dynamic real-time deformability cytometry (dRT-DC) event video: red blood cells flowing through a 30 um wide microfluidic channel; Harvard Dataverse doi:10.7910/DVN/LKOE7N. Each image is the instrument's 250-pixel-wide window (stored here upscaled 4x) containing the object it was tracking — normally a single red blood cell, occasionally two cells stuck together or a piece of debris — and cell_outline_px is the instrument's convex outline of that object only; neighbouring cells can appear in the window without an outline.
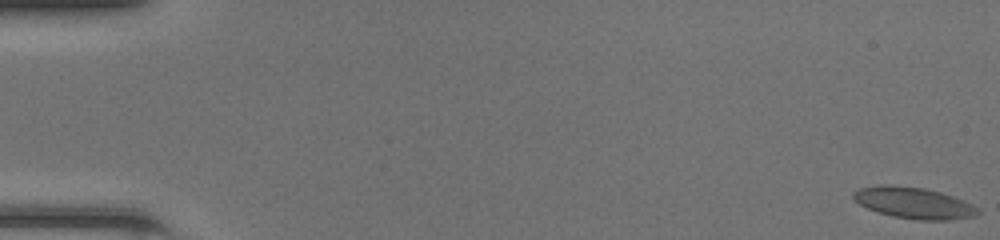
{"species": "common noctule bat (a hibernating species)", "species_latin": "Nyctalus noctula", "temperature_condition": "room temperature", "stored_images_in_passage": 49, "camera_frame_rate_fps": 3000, "um_per_image_px": 0.085, "animal": {"sex": "female", "body_mass_g": 20.0, "forearm_length_mm": 54.0}, "frame": {"image": 1, "passage_image": 1, "time_ms": 0.0, "image_size_px": [1000, 240], "cell_outline_px": [[980, 212], [976, 216], [948, 220], [916, 220], [892, 216], [868, 208], [860, 204], [852, 196], [852, 192], [860, 188], [880, 184], [888, 184], [924, 188], [940, 192], [952, 196], [972, 204], [980, 208]], "centroid_in_image_um": [77.69, 17.24], "position_along_channel_um": 7.3, "area_um2": 22.72}}
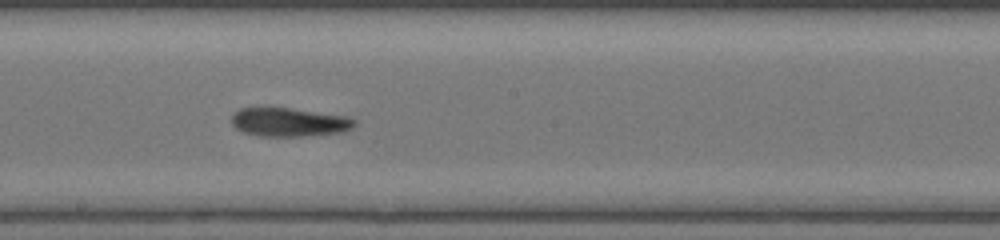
{"frame": {"image": 2, "passage_image": 28, "time_ms": 9.0, "image_size_px": [1000, 240], "cell_outline_px": [[356, 124], [352, 128], [344, 132], [300, 136], [260, 136], [244, 132], [236, 128], [232, 124], [232, 116], [240, 108], [288, 108], [348, 116], [356, 120]], "centroid_in_image_um": [24.61, 10.39], "position_along_channel_um": 223.6, "area_um2": 20.4}}
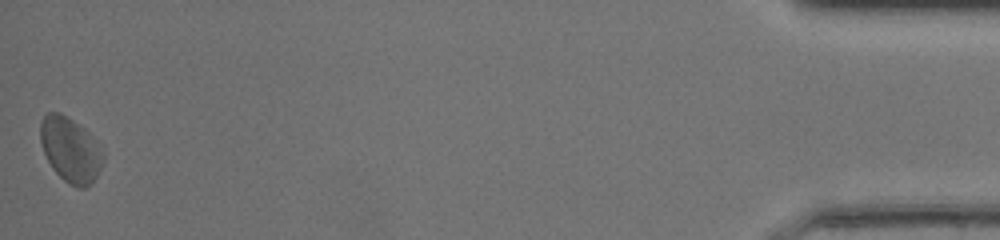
{"frame": {"image": 3, "passage_image": 49, "time_ms": 16.0, "image_size_px": [1000, 240], "cell_outline_px": [[104, 160], [92, 184], [84, 188], [80, 188], [64, 180], [52, 168], [44, 152], [40, 140], [40, 120], [48, 112], [60, 112], [84, 128], [92, 136], [104, 156]], "centroid_in_image_um": [5.97, 12.71], "position_along_channel_um": 429.2, "area_um2": 23.41}, "authors_computed_cell_mechanics": {"area_um2": 21.2704, "velocity_mm_per_s": 4.2821, "shape_relaxation_time_tau1_ms": 5.9095, "shape_relaxation_time_tau2_ms": 7.0503, "deformation_change_tau1": 0.1591, "deformation_change_tau2": 0.1955}}